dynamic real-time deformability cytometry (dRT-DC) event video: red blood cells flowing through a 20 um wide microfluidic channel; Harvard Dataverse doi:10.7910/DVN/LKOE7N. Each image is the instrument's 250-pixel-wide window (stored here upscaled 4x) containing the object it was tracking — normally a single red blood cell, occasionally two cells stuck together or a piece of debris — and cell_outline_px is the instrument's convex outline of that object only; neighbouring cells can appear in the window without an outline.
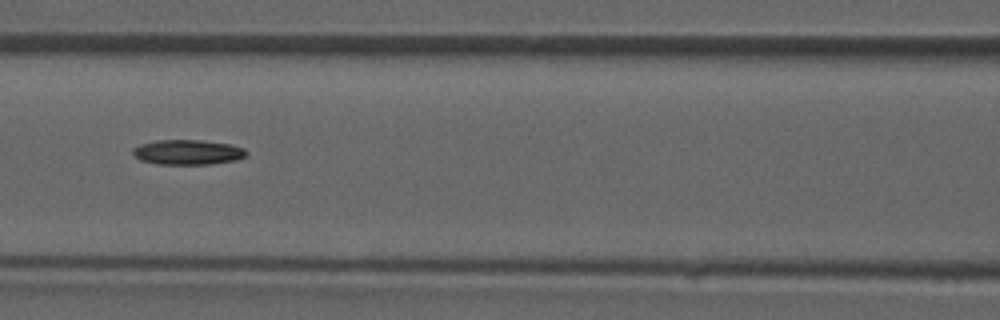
{"species": "common noctule bat (a hibernating species)", "species_latin": "Nyctalus noctula", "temperature_condition": "room temperature", "stored_images_in_passage": 49, "camera_frame_rate_fps": 3000, "um_per_image_px": 0.085, "animal": {"sex": "male", "forearm_length_mm": 52.5}, "frame": {"image": 1, "passage_image": 22, "time_ms": 7.0, "image_size_px": [1000, 320], "cell_outline_px": [[248, 156], [236, 160], [212, 164], [160, 164], [140, 160], [132, 152], [132, 148], [140, 144], [156, 140], [200, 140], [232, 144], [244, 148], [248, 152]], "centroid_in_image_um": [16.0, 12.93], "position_along_channel_um": 150.6, "area_um2": 16.65}}